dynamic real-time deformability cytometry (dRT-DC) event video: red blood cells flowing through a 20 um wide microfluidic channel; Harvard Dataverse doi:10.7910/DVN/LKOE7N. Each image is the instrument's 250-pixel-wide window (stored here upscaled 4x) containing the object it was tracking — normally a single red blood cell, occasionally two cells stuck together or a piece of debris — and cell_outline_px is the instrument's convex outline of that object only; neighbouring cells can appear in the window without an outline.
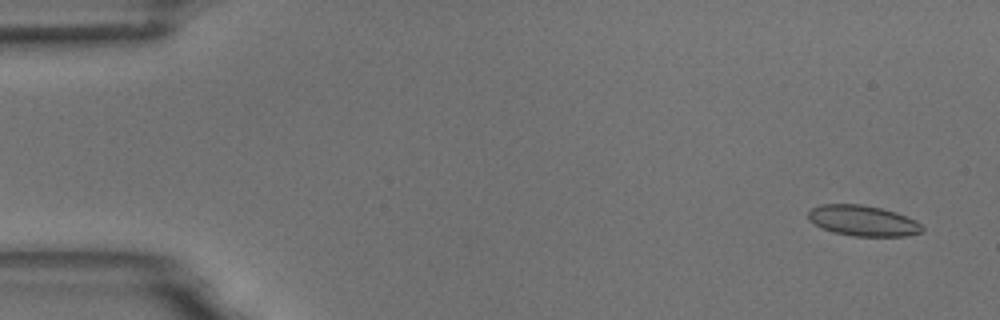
{"species": "common noctule bat (a hibernating species)", "species_latin": "Nyctalus noctula", "temperature_condition": "room temperature", "stored_images_in_passage": 5, "camera_frame_rate_fps": 3000, "um_per_image_px": 0.085, "animal": {"sex": "male", "body_mass_g": 18.8}, "frame": {"image": 1, "passage_image": 1, "time_ms": 0.0, "image_size_px": [1000, 320], "cell_outline_px": [[924, 232], [908, 236], [852, 236], [832, 232], [808, 220], [808, 212], [812, 208], [820, 204], [860, 204], [880, 208], [896, 212], [916, 220], [924, 228]], "centroid_in_image_um": [73.37, 18.76], "position_along_channel_um": 11.6, "area_um2": 20.4}}
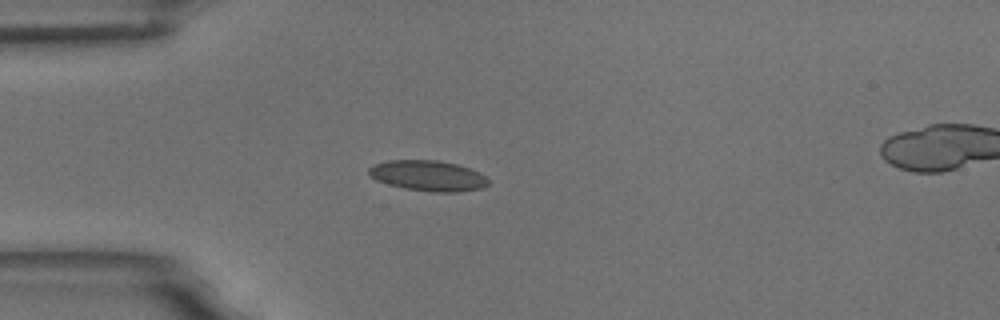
{"frame": {"image": 2, "passage_image": 4, "time_ms": 4.0, "image_size_px": [1000, 320], "cell_outline_px": [[488, 184], [484, 188], [456, 192], [432, 192], [404, 188], [388, 184], [376, 180], [368, 172], [368, 168], [372, 164], [388, 160], [436, 160], [456, 164], [480, 172], [488, 180]], "centroid_in_image_um": [36.37, 14.93], "position_along_channel_um": 48.6, "area_um2": 21.27}}